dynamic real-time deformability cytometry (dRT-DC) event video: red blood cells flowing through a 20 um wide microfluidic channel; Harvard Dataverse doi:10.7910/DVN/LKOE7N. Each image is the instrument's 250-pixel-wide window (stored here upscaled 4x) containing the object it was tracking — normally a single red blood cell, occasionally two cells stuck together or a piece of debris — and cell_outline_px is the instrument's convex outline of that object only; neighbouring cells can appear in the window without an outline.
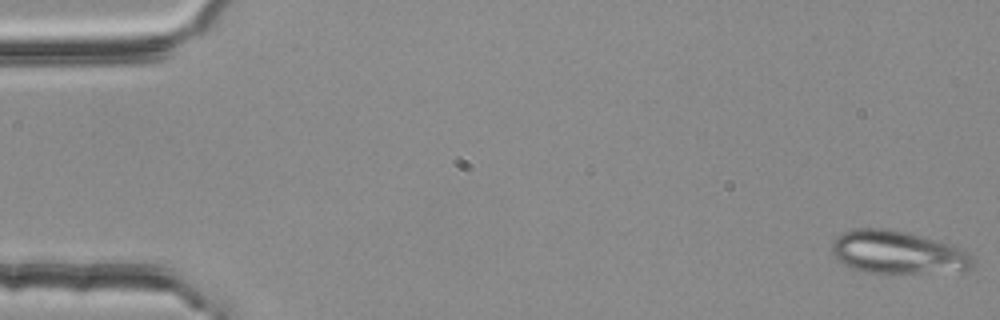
{"species": "common noctule bat (a hibernating species)", "species_latin": "Nyctalus noctula", "temperature_condition": "room temperature", "stored_images_in_passage": 4, "camera_frame_rate_fps": 3000, "um_per_image_px": 0.085, "animal": {"sex": "female", "body_mass_g": 25.1}, "frame": {"image": 1, "passage_image": 1, "time_ms": 0.0, "image_size_px": [1000, 320], "cell_outline_px": [[976, 260], [968, 268], [920, 272], [864, 272], [852, 268], [836, 260], [832, 252], [832, 244], [836, 236], [844, 232], [856, 228], [888, 228], [908, 232], [948, 244], [960, 248], [968, 252]], "centroid_in_image_um": [76.21, 21.42], "position_along_channel_um": 8.8, "area_um2": 34.56}}
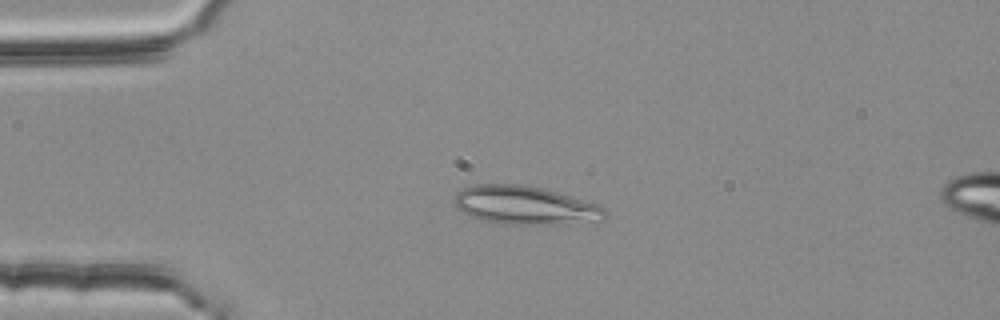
{"frame": {"image": 2, "passage_image": 3, "time_ms": 0.667, "image_size_px": [1000, 320], "cell_outline_px": [[608, 212], [600, 220], [532, 224], [504, 224], [484, 220], [472, 216], [456, 208], [456, 192], [464, 188], [476, 184], [520, 184], [544, 188], [596, 204], [604, 208]], "centroid_in_image_um": [44.58, 17.42], "position_along_channel_um": 40.4, "area_um2": 32.89}}